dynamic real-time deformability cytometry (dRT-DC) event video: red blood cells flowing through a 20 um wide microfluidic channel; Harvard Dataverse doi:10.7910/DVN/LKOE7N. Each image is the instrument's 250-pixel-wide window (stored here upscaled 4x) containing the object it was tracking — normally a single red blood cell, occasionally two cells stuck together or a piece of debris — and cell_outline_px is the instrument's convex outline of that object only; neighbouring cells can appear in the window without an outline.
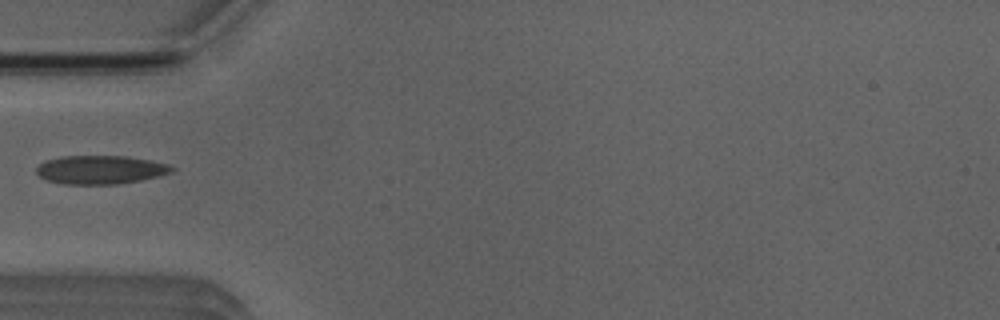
{"species": "Egyptian fruit bat (a non-hibernating species)", "species_latin": "Rousettus aegyptiacus", "temperature_condition": "room temperature", "stored_images_in_passage": 2, "camera_frame_rate_fps": 3000, "um_per_image_px": 0.085, "animal": {"sex": "male"}, "frame": {"image": 1, "passage_image": 1, "time_ms": 0.0, "image_size_px": [1000, 320], "cell_outline_px": [[176, 168], [172, 172], [160, 176], [140, 180], [116, 184], [64, 184], [48, 180], [40, 176], [36, 172], [36, 168], [44, 160], [60, 156], [128, 156], [152, 160], [168, 164]], "centroid_in_image_um": [8.56, 14.42], "position_along_channel_um": 76.4, "area_um2": 22.66}}